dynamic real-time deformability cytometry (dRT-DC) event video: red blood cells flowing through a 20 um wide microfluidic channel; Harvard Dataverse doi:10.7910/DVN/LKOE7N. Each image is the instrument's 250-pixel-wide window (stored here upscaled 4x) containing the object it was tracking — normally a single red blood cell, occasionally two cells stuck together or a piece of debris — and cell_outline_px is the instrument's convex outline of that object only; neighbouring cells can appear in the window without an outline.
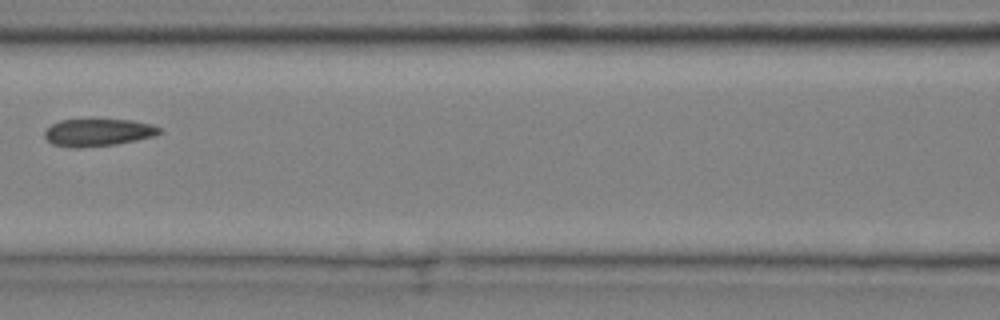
{"species": "common noctule bat (a hibernating species)", "species_latin": "Nyctalus noctula", "temperature_condition": "cold", "stored_images_in_passage": 4, "camera_frame_rate_fps": 3000, "um_per_image_px": 0.085, "animal": {"sex": "male", "body_mass_g": 20.4}, "frame": {"image": 1, "passage_image": 4, "time_ms": 1.0, "image_size_px": [1000, 320], "cell_outline_px": [[164, 132], [152, 136], [136, 140], [116, 144], [80, 148], [72, 148], [52, 144], [44, 136], [44, 132], [52, 124], [60, 120], [132, 120], [152, 124], [160, 128]], "centroid_in_image_um": [8.34, 11.26], "position_along_channel_um": 158.3, "area_um2": 18.26}}